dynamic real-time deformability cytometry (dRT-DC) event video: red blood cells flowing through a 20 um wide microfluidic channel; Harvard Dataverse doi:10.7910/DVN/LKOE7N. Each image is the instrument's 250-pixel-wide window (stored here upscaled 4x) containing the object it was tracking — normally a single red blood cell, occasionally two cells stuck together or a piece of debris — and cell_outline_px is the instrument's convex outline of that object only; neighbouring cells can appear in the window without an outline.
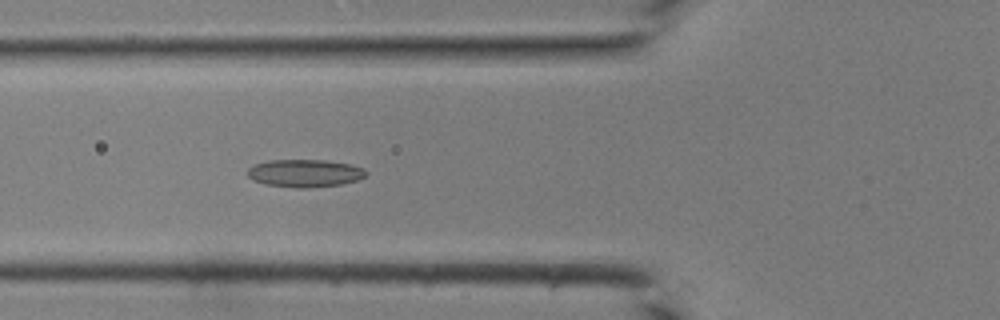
{"species": "common noctule bat (a hibernating species)", "species_latin": "Nyctalus noctula", "temperature_condition": "room temperature", "stored_images_in_passage": 43, "camera_frame_rate_fps": 3000, "um_per_image_px": 0.085, "animal": {"sex": "male", "body_mass_g": 19.0, "forearm_length_mm": 50.8}, "frame": {"image": 1, "passage_image": 17, "time_ms": 5.333, "image_size_px": [1000, 320], "cell_outline_px": [[368, 172], [364, 176], [356, 180], [340, 184], [304, 188], [296, 188], [264, 184], [252, 180], [248, 176], [248, 168], [252, 164], [268, 160], [324, 160], [348, 164], [364, 168]], "centroid_in_image_um": [25.85, 14.71], "position_along_channel_um": 99.9, "area_um2": 19.07}}
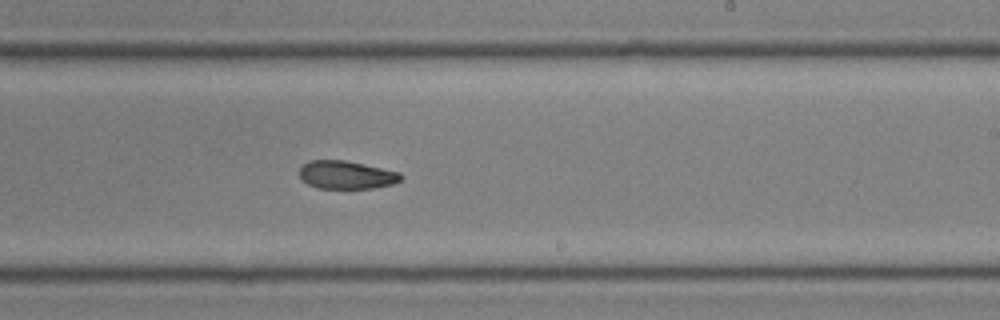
{"frame": {"image": 2, "passage_image": 27, "time_ms": 8.667, "image_size_px": [1000, 320], "cell_outline_px": [[404, 176], [400, 180], [392, 184], [372, 188], [316, 188], [300, 180], [300, 168], [308, 160], [344, 160], [400, 172]], "centroid_in_image_um": [29.42, 14.86], "position_along_channel_um": 259.6, "area_um2": 16.59}}
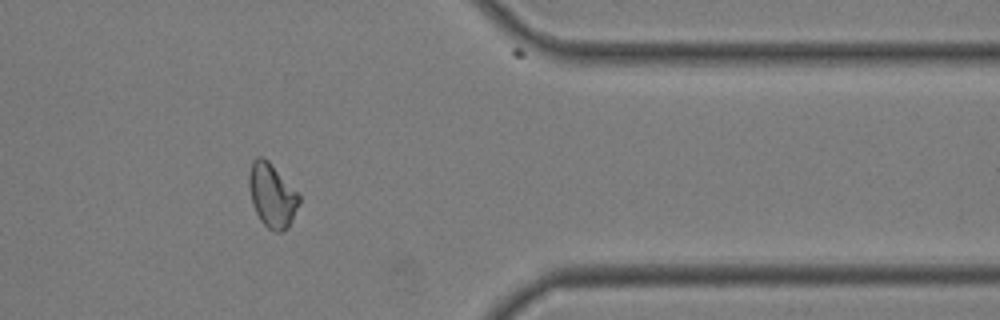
{"frame": {"image": 3, "passage_image": 36, "time_ms": 11.667, "image_size_px": [1000, 320], "cell_outline_px": [[300, 204], [288, 228], [280, 232], [276, 232], [268, 228], [260, 220], [252, 204], [248, 184], [248, 172], [252, 160], [256, 156], [260, 156], [268, 160], [300, 196]], "centroid_in_image_um": [23.1, 16.6], "position_along_channel_um": 388.3, "area_um2": 18.67}}